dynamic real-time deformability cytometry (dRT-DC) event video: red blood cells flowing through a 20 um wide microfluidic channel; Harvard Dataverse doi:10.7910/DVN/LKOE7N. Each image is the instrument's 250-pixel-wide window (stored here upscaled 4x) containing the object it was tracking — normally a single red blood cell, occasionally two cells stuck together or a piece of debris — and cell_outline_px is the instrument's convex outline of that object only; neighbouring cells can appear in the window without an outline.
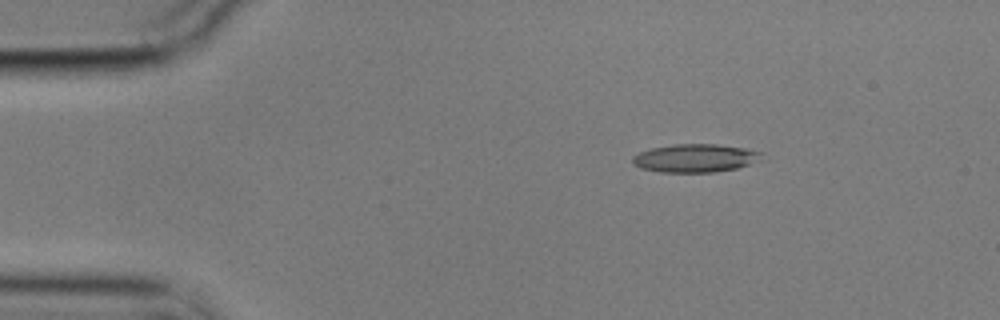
{"species": "common noctule bat (a hibernating species)", "species_latin": "Nyctalus noctula", "temperature_condition": "cold", "stored_images_in_passage": 48, "camera_frame_rate_fps": 3000, "um_per_image_px": 0.085, "animal": {"sex": "male", "body_mass_g": 17.9}, "frame": {"image": 1, "passage_image": 1, "time_ms": 0.0, "image_size_px": [1000, 320], "cell_outline_px": [[764, 152], [760, 160], [736, 168], [716, 172], [660, 172], [640, 168], [632, 164], [632, 156], [640, 152], [652, 148], [672, 144], [716, 144], [748, 148]], "centroid_in_image_um": [59.1, 13.43], "position_along_channel_um": 25.9, "area_um2": 21.39}}
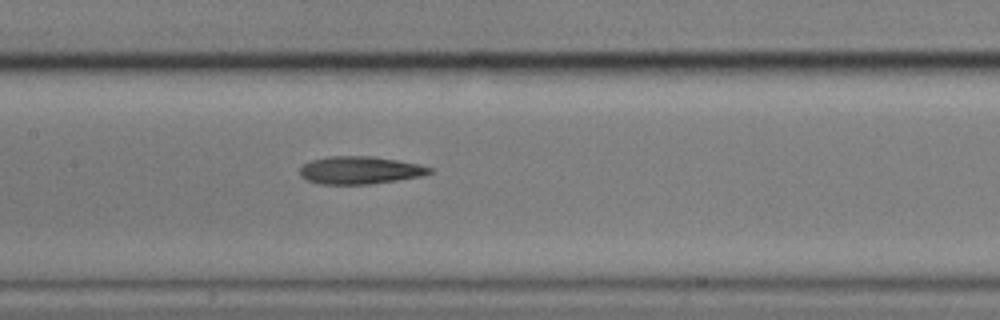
{"frame": {"image": 2, "passage_image": 19, "time_ms": 6.0, "image_size_px": [1000, 320], "cell_outline_px": [[436, 172], [424, 176], [368, 184], [320, 184], [308, 180], [300, 176], [300, 168], [304, 164], [312, 160], [328, 156], [376, 156], [420, 164], [432, 168]], "centroid_in_image_um": [30.65, 14.46], "position_along_channel_um": 176.7, "area_um2": 21.1}}
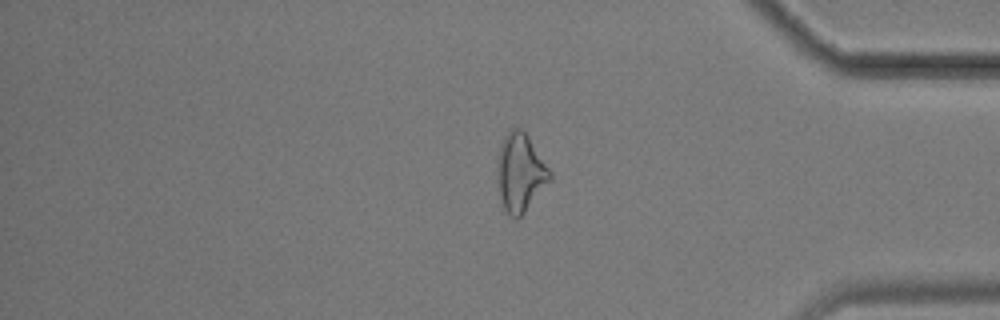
{"frame": {"image": 3, "passage_image": 39, "time_ms": 12.667, "image_size_px": [1000, 320], "cell_outline_px": [[552, 180], [524, 212], [516, 220], [508, 216], [504, 208], [500, 196], [496, 180], [496, 156], [504, 136], [512, 128], [520, 128], [528, 136], [552, 172]], "centroid_in_image_um": [44.2, 14.68], "position_along_channel_um": 391.0, "area_um2": 24.33}, "authors_computed_cell_mechanics": {"area_um2": 21.4149, "velocity_mm_per_s": 3.5408, "shape_relaxation_time_tau1_ms": 4.5215, "shape_relaxation_time_tau2_ms": 5.109, "deformation_change_tau1": 0.1476, "deformation_change_tau2": 0.1523}}